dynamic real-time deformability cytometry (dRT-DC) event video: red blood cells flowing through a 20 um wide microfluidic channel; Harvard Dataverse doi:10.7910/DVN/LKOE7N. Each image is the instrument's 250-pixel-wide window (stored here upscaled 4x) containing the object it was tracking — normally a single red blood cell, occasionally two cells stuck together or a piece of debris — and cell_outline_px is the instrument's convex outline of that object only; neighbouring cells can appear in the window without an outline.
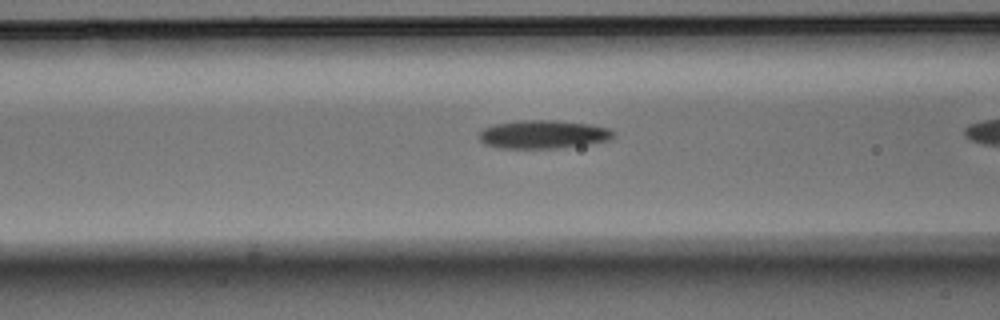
{"species": "Egyptian fruit bat (a non-hibernating species)", "species_latin": "Rousettus aegyptiacus", "temperature_condition": "warm", "stored_images_in_passage": 37, "camera_frame_rate_fps": 3000, "um_per_image_px": 0.085, "animal": {"sex": "male"}, "frame": {"image": 1, "passage_image": 17, "time_ms": 5.333, "image_size_px": [1000, 320], "cell_outline_px": [[616, 136], [612, 140], [588, 144], [556, 148], [496, 148], [484, 144], [480, 140], [480, 132], [484, 128], [496, 124], [520, 120], [556, 120], [592, 124], [612, 128], [616, 132]], "centroid_in_image_um": [46.26, 11.42], "position_along_channel_um": 120.3, "area_um2": 22.54}}
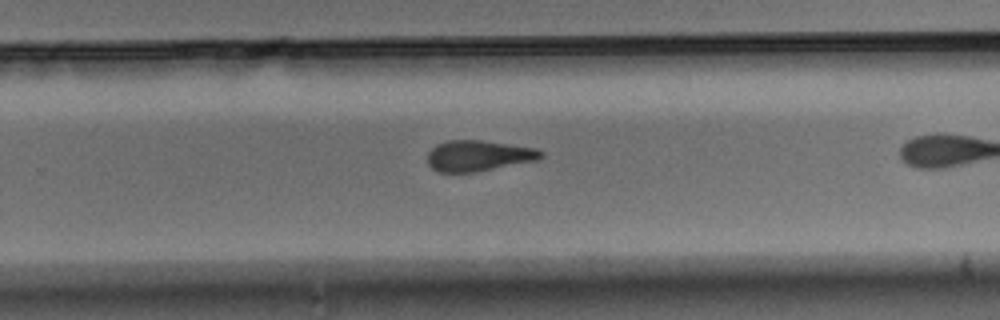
{"frame": {"image": 2, "passage_image": 30, "time_ms": 9.667, "image_size_px": [1000, 320], "cell_outline_px": [[544, 156], [536, 160], [476, 172], [436, 172], [428, 164], [428, 152], [436, 144], [448, 140], [480, 140], [536, 148], [544, 152]], "centroid_in_image_um": [40.65, 13.24], "position_along_channel_um": 289.1, "area_um2": 20.35}}
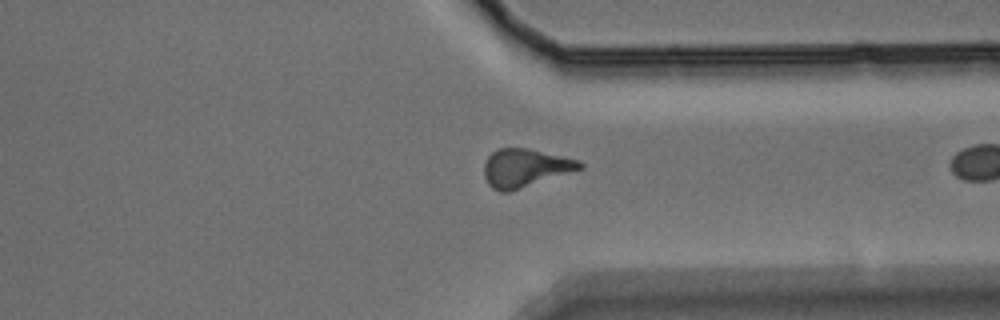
{"frame": {"image": 3, "passage_image": 36, "time_ms": 11.667, "image_size_px": [1000, 320], "cell_outline_px": [[584, 168], [508, 192], [500, 192], [492, 188], [488, 184], [484, 176], [484, 164], [488, 156], [496, 148], [528, 148], [576, 160], [584, 164]], "centroid_in_image_um": [44.59, 14.27], "position_along_channel_um": 366.8, "area_um2": 21.1}}